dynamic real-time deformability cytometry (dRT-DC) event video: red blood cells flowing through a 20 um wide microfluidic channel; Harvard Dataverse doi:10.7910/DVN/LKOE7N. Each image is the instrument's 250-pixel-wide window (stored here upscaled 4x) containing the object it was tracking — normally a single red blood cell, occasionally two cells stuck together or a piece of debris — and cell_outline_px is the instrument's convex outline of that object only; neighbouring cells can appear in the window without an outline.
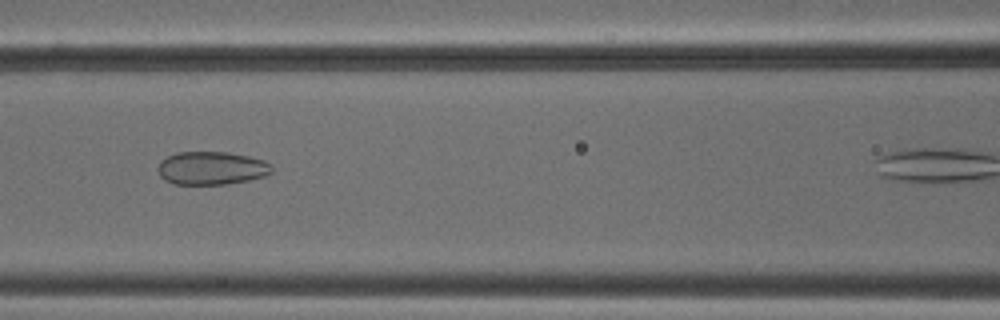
{"species": "common noctule bat (a hibernating species)", "species_latin": "Nyctalus noctula", "temperature_condition": "cold", "stored_images_in_passage": 29, "camera_frame_rate_fps": 3000, "um_per_image_px": 0.085, "animal": {"sex": "male", "body_mass_g": 18.8}, "frame": {"image": 1, "passage_image": 16, "time_ms": 5.0, "image_size_px": [1000, 320], "cell_outline_px": [[272, 172], [264, 176], [248, 180], [228, 184], [172, 184], [164, 180], [160, 176], [160, 160], [176, 152], [228, 152], [248, 156], [264, 160], [272, 164]], "centroid_in_image_um": [18.0, 14.29], "position_along_channel_um": 148.6, "area_um2": 22.02}}
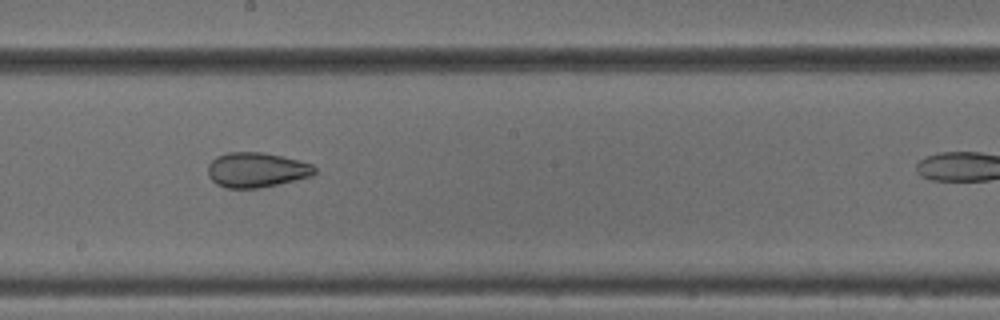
{"frame": {"image": 2, "passage_image": 22, "time_ms": 7.0, "image_size_px": [1000, 320], "cell_outline_px": [[316, 172], [312, 176], [296, 180], [256, 188], [228, 188], [216, 184], [208, 176], [208, 164], [216, 156], [228, 152], [264, 152], [312, 164], [316, 168]], "centroid_in_image_um": [21.78, 14.44], "position_along_channel_um": 226.4, "area_um2": 21.62}}
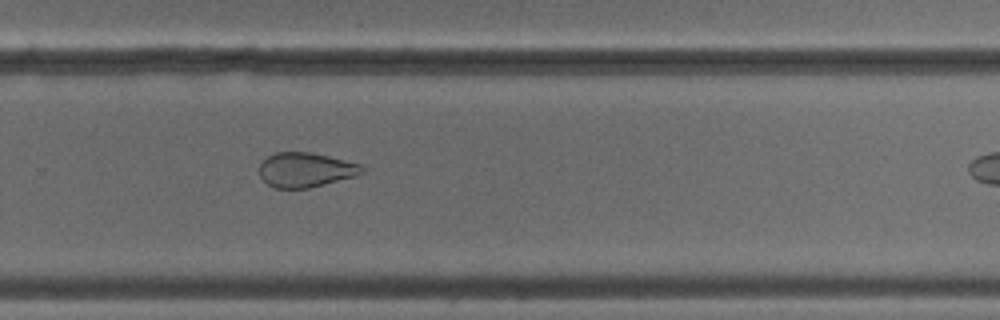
{"frame": {"image": 3, "passage_image": 28, "time_ms": 9.0, "image_size_px": [1000, 320], "cell_outline_px": [[364, 172], [356, 176], [308, 188], [272, 188], [260, 176], [260, 164], [268, 156], [276, 152], [308, 152], [328, 156], [360, 164], [364, 168]], "centroid_in_image_um": [25.97, 14.44], "position_along_channel_um": 303.8, "area_um2": 20.52}}